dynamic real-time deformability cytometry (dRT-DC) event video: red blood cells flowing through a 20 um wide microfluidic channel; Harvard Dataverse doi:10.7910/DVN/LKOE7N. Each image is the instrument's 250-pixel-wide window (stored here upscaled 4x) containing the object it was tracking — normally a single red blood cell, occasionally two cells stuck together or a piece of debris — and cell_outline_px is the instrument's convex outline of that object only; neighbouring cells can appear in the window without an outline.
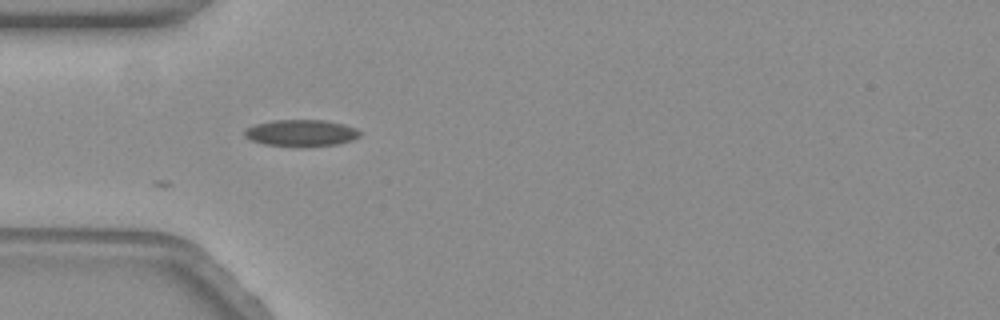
{"species": "common noctule bat (a hibernating species)", "species_latin": "Nyctalus noctula", "temperature_condition": "warm", "stored_images_in_passage": 24, "camera_frame_rate_fps": 3000, "um_per_image_px": 0.085, "animal": {"sex": "female", "body_mass_g": 19.3, "forearm_length_mm": 54.1}, "frame": {"image": 1, "passage_image": 1, "time_ms": 0.0, "image_size_px": [1000, 320], "cell_outline_px": [[360, 136], [352, 140], [336, 144], [304, 148], [264, 144], [252, 140], [244, 136], [244, 128], [256, 124], [272, 120], [324, 120], [356, 128], [360, 132]], "centroid_in_image_um": [25.56, 11.32], "position_along_channel_um": 59.4, "area_um2": 18.09}}
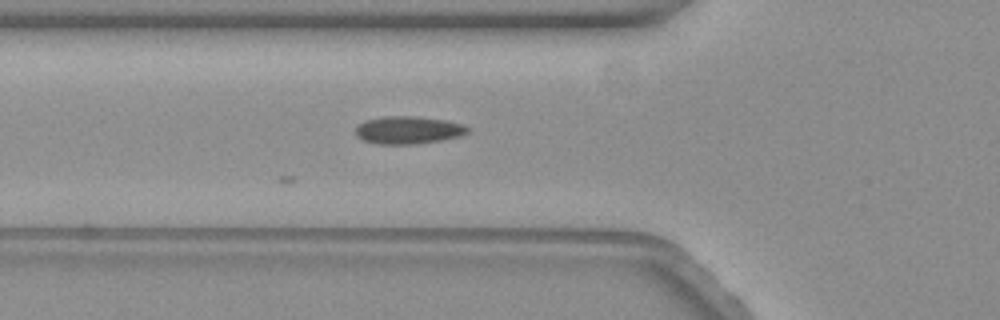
{"frame": {"image": 2, "passage_image": 4, "time_ms": 1.0, "image_size_px": [1000, 320], "cell_outline_px": [[472, 128], [468, 132], [460, 136], [440, 140], [416, 144], [380, 144], [364, 140], [356, 136], [356, 124], [364, 120], [384, 116], [416, 116], [448, 120], [464, 124]], "centroid_in_image_um": [34.72, 11.04], "position_along_channel_um": 91.1, "area_um2": 18.32}}